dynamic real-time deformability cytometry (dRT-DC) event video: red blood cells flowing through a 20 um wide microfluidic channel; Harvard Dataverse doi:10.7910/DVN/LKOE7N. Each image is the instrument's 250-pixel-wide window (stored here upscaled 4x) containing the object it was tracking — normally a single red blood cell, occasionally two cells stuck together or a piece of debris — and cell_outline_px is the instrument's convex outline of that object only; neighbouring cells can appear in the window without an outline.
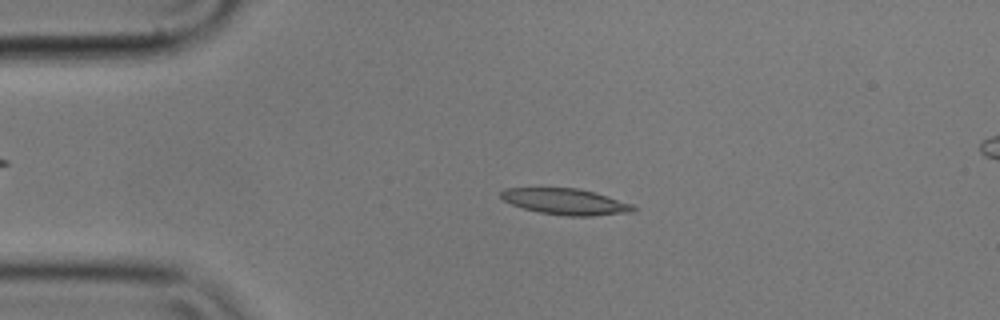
{"species": "common noctule bat (a hibernating species)", "species_latin": "Nyctalus noctula", "temperature_condition": "cold", "stored_images_in_passage": 55, "camera_frame_rate_fps": 3000, "um_per_image_px": 0.085, "animal": {"sex": "male", "body_mass_g": 17.9}, "frame": {"image": 1, "passage_image": 11, "time_ms": 3.333, "image_size_px": [1000, 320], "cell_outline_px": [[636, 208], [632, 212], [592, 216], [564, 216], [540, 212], [524, 208], [512, 204], [504, 200], [500, 196], [500, 192], [504, 188], [576, 188], [592, 192], [632, 204]], "centroid_in_image_um": [48.04, 17.14], "position_along_channel_um": 37.0, "area_um2": 19.83}}
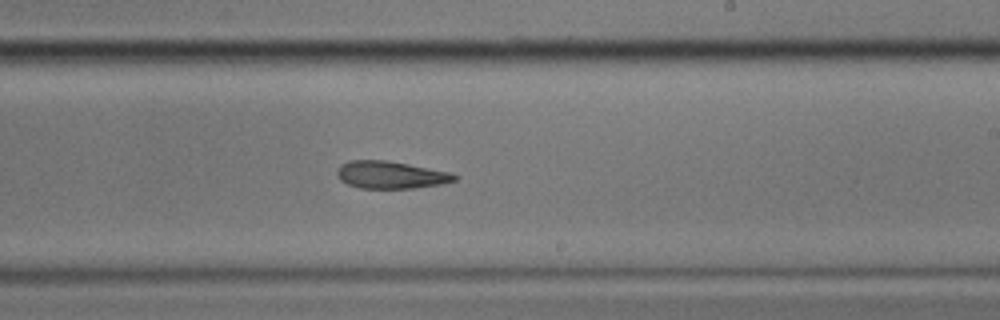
{"frame": {"image": 2, "passage_image": 32, "time_ms": 10.333, "image_size_px": [1000, 320], "cell_outline_px": [[460, 176], [456, 180], [444, 184], [416, 188], [360, 188], [348, 184], [340, 180], [336, 176], [336, 172], [340, 164], [348, 160], [384, 160], [408, 164], [452, 172]], "centroid_in_image_um": [33.23, 14.86], "position_along_channel_um": 255.8, "area_um2": 19.02}}
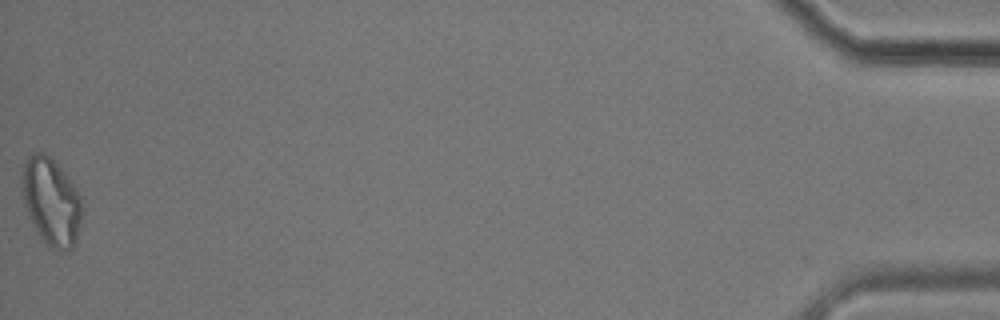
{"frame": {"image": 3, "passage_image": 55, "time_ms": 18.0, "image_size_px": [1000, 320], "cell_outline_px": [[80, 220], [76, 244], [72, 248], [64, 252], [48, 248], [36, 228], [24, 204], [20, 180], [24, 164], [28, 156], [32, 152], [44, 152], [60, 168], [76, 188], [80, 196]], "centroid_in_image_um": [4.34, 17.15], "position_along_channel_um": 430.9, "area_um2": 30.23}, "authors_computed_cell_mechanics": {"area_um2": 19.941, "velocity_mm_per_s": 3.5505, "shape_relaxation_time_tau1_ms": 11.239, "shape_relaxation_time_tau2_ms": null, "deformation_change_tau1": 0.2285, "deformation_change_tau2": null}}